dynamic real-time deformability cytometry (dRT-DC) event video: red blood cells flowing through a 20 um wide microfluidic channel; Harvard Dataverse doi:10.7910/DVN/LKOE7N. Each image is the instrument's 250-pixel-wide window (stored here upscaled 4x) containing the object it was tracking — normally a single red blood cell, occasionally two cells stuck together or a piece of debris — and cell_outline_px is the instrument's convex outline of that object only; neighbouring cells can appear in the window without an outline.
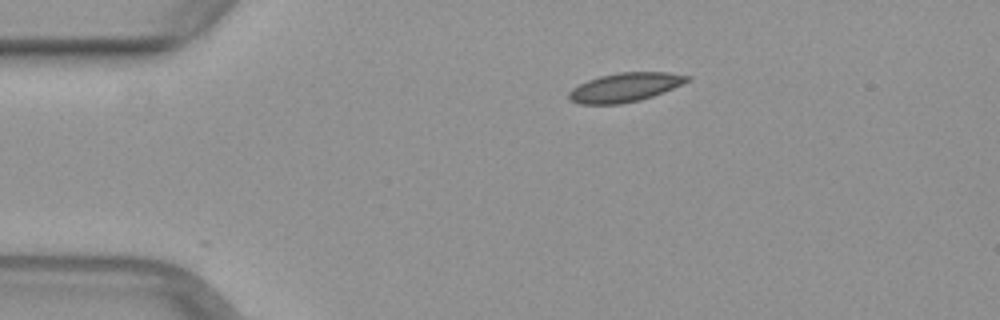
{"species": "common noctule bat (a hibernating species)", "species_latin": "Nyctalus noctula", "temperature_condition": "warm", "stored_images_in_passage": 6, "camera_frame_rate_fps": 3000, "um_per_image_px": 0.085, "animal": {"sex": "female", "body_mass_g": 29.2, "forearm_length_mm": 56.3}, "frame": {"image": 1, "passage_image": 1, "time_ms": 0.0, "image_size_px": [1000, 320], "cell_outline_px": [[692, 80], [664, 92], [640, 100], [620, 104], [580, 104], [568, 100], [568, 92], [572, 88], [588, 80], [600, 76], [620, 72], [668, 72], [692, 76]], "centroid_in_image_um": [53.15, 7.42], "position_along_channel_um": 31.9, "area_um2": 20.11}}